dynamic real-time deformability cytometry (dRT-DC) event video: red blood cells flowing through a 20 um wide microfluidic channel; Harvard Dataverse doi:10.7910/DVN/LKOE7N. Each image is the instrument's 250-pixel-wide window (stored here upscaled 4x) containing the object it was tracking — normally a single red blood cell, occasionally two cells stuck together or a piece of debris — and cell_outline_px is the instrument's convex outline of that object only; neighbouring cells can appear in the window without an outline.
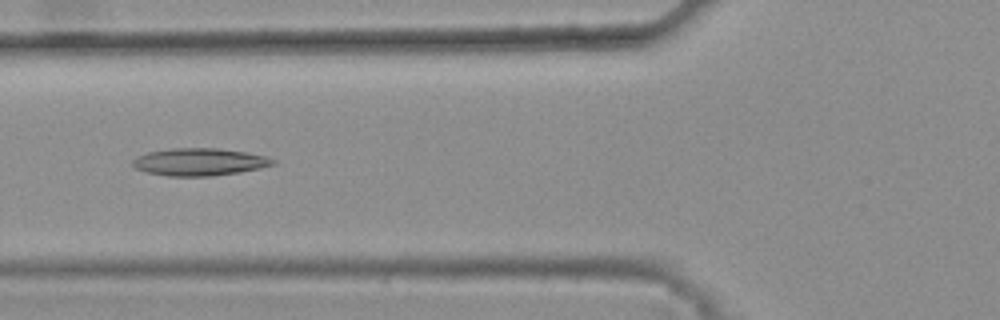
{"species": "common noctule bat (a hibernating species)", "species_latin": "Nyctalus noctula", "temperature_condition": "warm", "stored_images_in_passage": 32, "camera_frame_rate_fps": 3000, "um_per_image_px": 0.085, "animal": {"sex": "female", "body_mass_g": 25.1}, "frame": {"image": 1, "passage_image": 9, "time_ms": 2.667, "image_size_px": [1000, 320], "cell_outline_px": [[276, 164], [260, 168], [240, 172], [212, 176], [168, 176], [148, 172], [136, 168], [132, 164], [132, 160], [148, 152], [172, 148], [216, 148], [244, 152], [264, 156], [276, 160]], "centroid_in_image_um": [16.97, 13.77], "position_along_channel_um": 108.8, "area_um2": 22.2}}
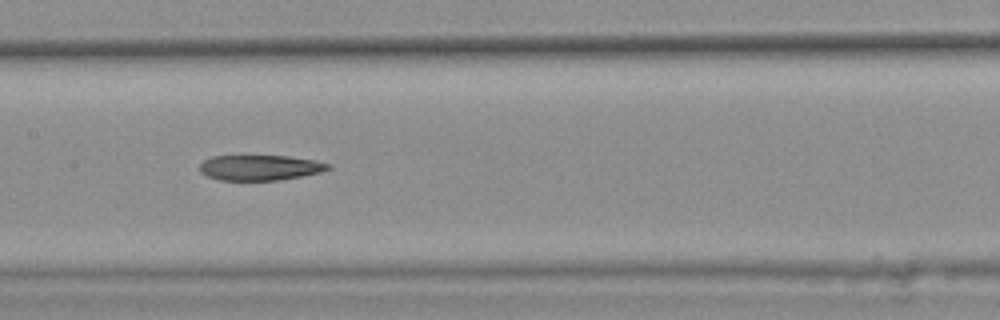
{"frame": {"image": 2, "passage_image": 15, "time_ms": 4.667, "image_size_px": [1000, 320], "cell_outline_px": [[332, 168], [320, 172], [300, 176], [276, 180], [220, 180], [208, 176], [200, 172], [200, 164], [204, 160], [212, 156], [288, 156], [312, 160], [332, 164]], "centroid_in_image_um": [22.09, 14.24], "position_along_channel_um": 185.3, "area_um2": 18.79}}
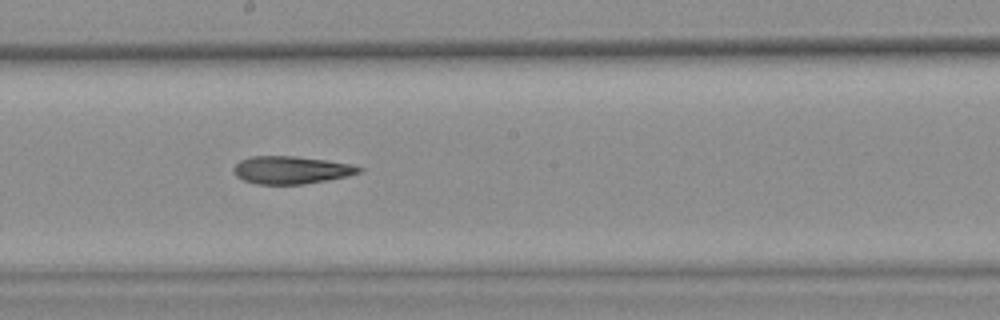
{"frame": {"image": 3, "passage_image": 18, "time_ms": 5.667, "image_size_px": [1000, 320], "cell_outline_px": [[364, 168], [360, 172], [348, 176], [304, 184], [256, 184], [244, 180], [236, 176], [232, 168], [240, 160], [252, 156], [296, 156], [352, 164]], "centroid_in_image_um": [24.74, 14.45], "position_along_channel_um": 223.5, "area_um2": 20.17}}